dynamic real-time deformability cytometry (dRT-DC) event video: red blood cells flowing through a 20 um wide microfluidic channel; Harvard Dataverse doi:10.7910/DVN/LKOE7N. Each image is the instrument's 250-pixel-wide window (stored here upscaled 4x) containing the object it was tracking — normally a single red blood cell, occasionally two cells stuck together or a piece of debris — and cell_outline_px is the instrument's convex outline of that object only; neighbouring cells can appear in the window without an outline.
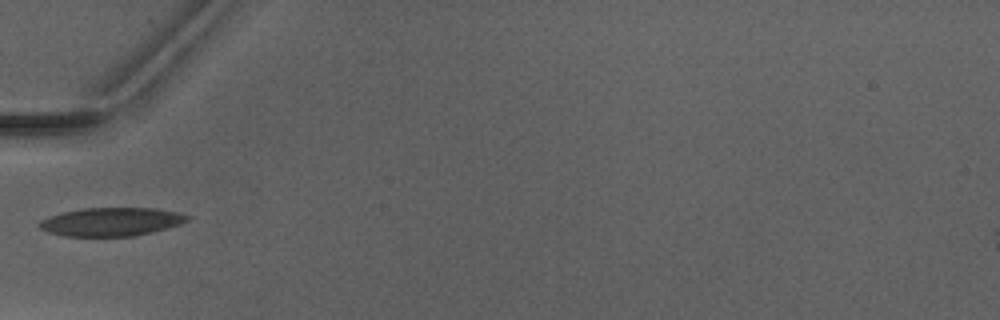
{"species": "Egyptian fruit bat (a non-hibernating species)", "species_latin": "Rousettus aegyptiacus", "temperature_condition": "warm", "stored_images_in_passage": 5, "camera_frame_rate_fps": 3000, "um_per_image_px": 0.085, "animal": {"sex": "male"}, "frame": {"image": 1, "passage_image": 5, "time_ms": 5.333, "image_size_px": [1000, 320], "cell_outline_px": [[188, 220], [180, 224], [152, 232], [136, 236], [64, 236], [48, 232], [40, 228], [36, 224], [40, 220], [48, 216], [64, 212], [84, 208], [152, 208], [176, 212], [188, 216]], "centroid_in_image_um": [9.4, 18.86], "position_along_channel_um": 75.6, "area_um2": 24.39}}